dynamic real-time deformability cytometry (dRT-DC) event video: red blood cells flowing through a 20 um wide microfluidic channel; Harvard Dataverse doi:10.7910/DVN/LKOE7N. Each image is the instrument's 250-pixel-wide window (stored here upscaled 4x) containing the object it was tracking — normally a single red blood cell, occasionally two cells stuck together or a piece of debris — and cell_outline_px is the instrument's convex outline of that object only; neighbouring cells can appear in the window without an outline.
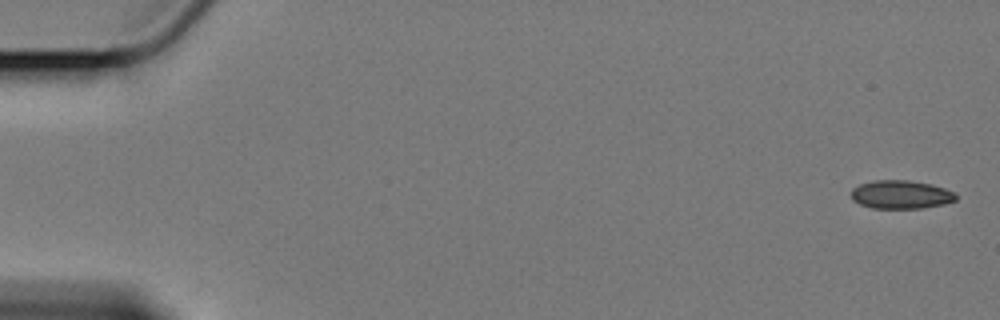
{"species": "Egyptian fruit bat (a non-hibernating species)", "species_latin": "Rousettus aegyptiacus", "temperature_condition": "cold", "stored_images_in_passage": 59, "camera_frame_rate_fps": 3000, "um_per_image_px": 0.085, "animal": {"sex": "female"}, "frame": {"image": 1, "passage_image": 1, "time_ms": 0.0, "image_size_px": [1000, 320], "cell_outline_px": [[956, 200], [944, 204], [920, 208], [872, 208], [860, 204], [852, 200], [852, 188], [860, 184], [872, 180], [908, 180], [932, 184], [956, 192]], "centroid_in_image_um": [76.58, 16.53], "position_along_channel_um": 8.4, "area_um2": 17.4}}
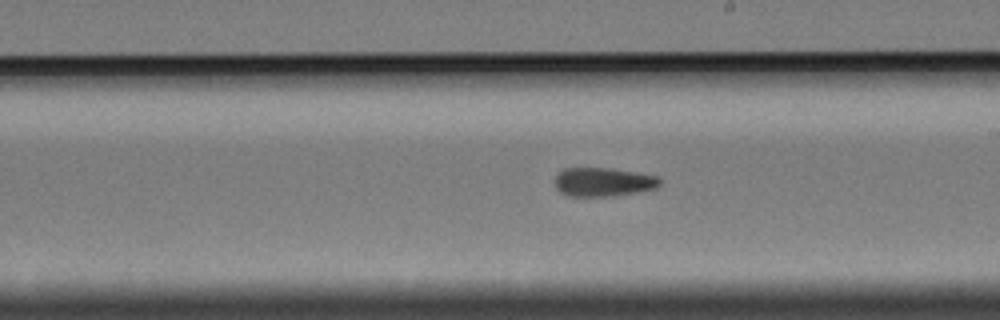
{"frame": {"image": 2, "passage_image": 34, "time_ms": 11.0, "image_size_px": [1000, 320], "cell_outline_px": [[660, 184], [656, 188], [640, 192], [616, 196], [568, 196], [560, 192], [556, 188], [556, 176], [564, 168], [608, 168], [636, 172], [660, 176]], "centroid_in_image_um": [51.31, 15.48], "position_along_channel_um": 237.7, "area_um2": 17.74}}
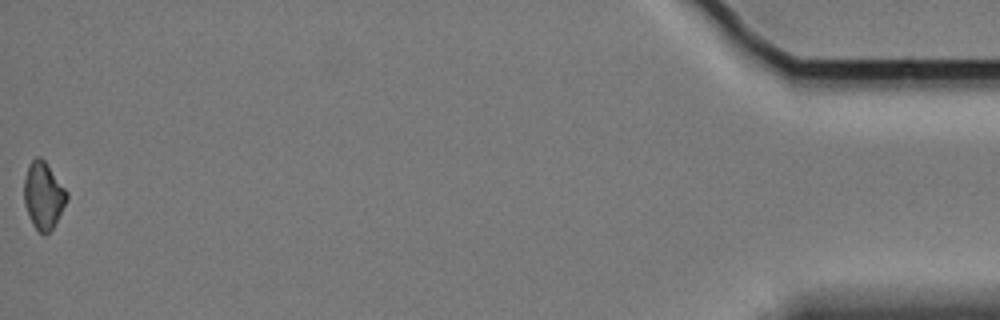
{"frame": {"image": 3, "passage_image": 59, "time_ms": 19.333, "image_size_px": [1000, 320], "cell_outline_px": [[68, 200], [52, 228], [44, 236], [32, 224], [24, 204], [24, 176], [28, 164], [36, 156], [40, 156], [44, 160], [68, 192]], "centroid_in_image_um": [3.68, 16.6], "position_along_channel_um": 431.5, "area_um2": 16.7}, "authors_computed_cell_mechanics": {"area_um2": 17.7446, "velocity_mm_per_s": 3.3994, "shape_relaxation_time_tau1_ms": null, "shape_relaxation_time_tau2_ms": 5.3031, "deformation_change_tau1": null, "deformation_change_tau2": 0.0962}}